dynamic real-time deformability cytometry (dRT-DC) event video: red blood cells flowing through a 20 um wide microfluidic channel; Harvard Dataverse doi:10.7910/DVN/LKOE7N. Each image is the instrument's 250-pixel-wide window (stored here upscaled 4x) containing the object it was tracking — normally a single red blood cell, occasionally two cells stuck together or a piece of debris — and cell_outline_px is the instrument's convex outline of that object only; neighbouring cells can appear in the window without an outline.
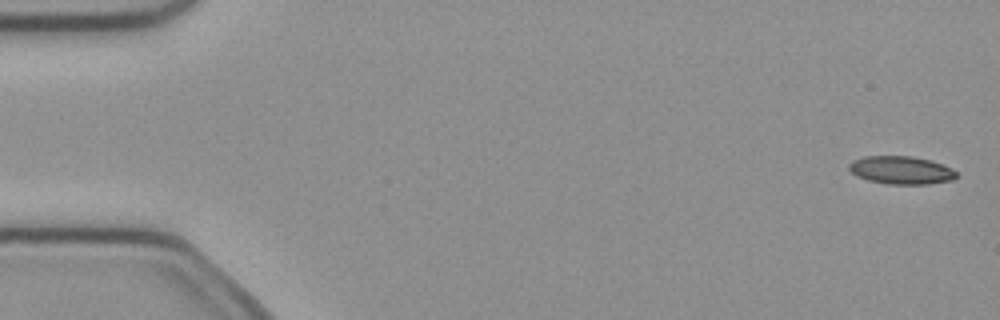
{"species": "common noctule bat (a hibernating species)", "species_latin": "Nyctalus noctula", "temperature_condition": "cold", "stored_images_in_passage": 4, "camera_frame_rate_fps": 3000, "um_per_image_px": 0.085, "animal": {"sex": "female", "body_mass_g": 21.9}, "frame": {"image": 1, "passage_image": 1, "time_ms": 0.0, "image_size_px": [1000, 320], "cell_outline_px": [[956, 176], [952, 180], [928, 184], [888, 184], [868, 180], [856, 176], [848, 168], [848, 164], [852, 160], [864, 156], [912, 156], [932, 160], [952, 168], [956, 172]], "centroid_in_image_um": [76.58, 14.45], "position_along_channel_um": 8.4, "area_um2": 17.63}}